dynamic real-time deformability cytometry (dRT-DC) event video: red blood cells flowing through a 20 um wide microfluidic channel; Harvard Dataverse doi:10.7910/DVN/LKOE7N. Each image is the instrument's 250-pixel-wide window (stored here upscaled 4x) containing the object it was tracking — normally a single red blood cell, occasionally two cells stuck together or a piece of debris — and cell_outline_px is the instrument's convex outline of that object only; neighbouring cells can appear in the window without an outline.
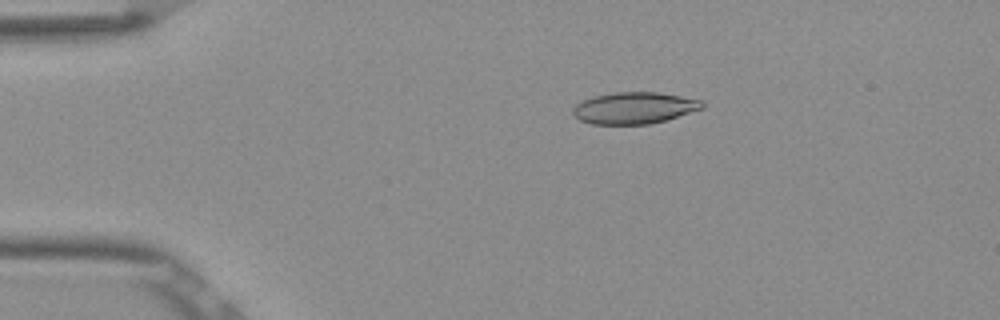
{"species": "Egyptian fruit bat (a non-hibernating species)", "species_latin": "Rousettus aegyptiacus", "temperature_condition": "room temperature", "stored_images_in_passage": 52, "camera_frame_rate_fps": 3000, "um_per_image_px": 0.085, "frame": {"image": 1, "passage_image": 10, "time_ms": 3.0, "image_size_px": [1000, 320], "cell_outline_px": [[704, 108], [664, 120], [648, 124], [592, 124], [580, 120], [572, 112], [572, 108], [576, 104], [592, 96], [616, 92], [660, 92], [704, 100]], "centroid_in_image_um": [53.92, 9.16], "position_along_channel_um": 31.1, "area_um2": 23.81}}
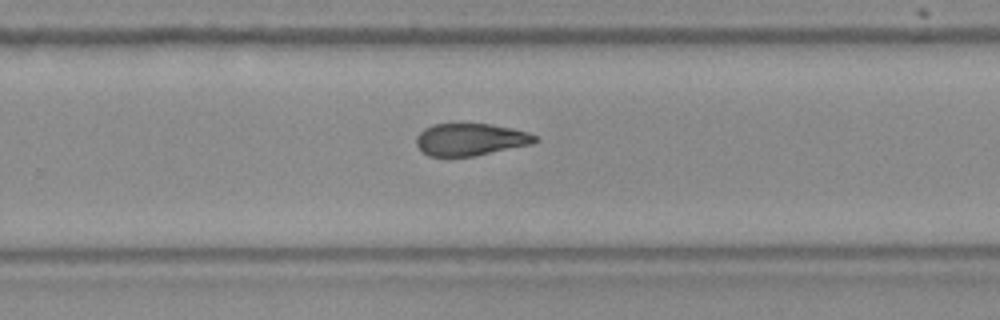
{"frame": {"image": 2, "passage_image": 34, "time_ms": 11.0, "image_size_px": [1000, 320], "cell_outline_px": [[540, 140], [532, 144], [472, 156], [428, 156], [416, 144], [416, 136], [424, 128], [432, 124], [492, 124], [512, 128], [528, 132], [536, 136]], "centroid_in_image_um": [40.0, 11.84], "position_along_channel_um": 289.8, "area_um2": 22.2}}
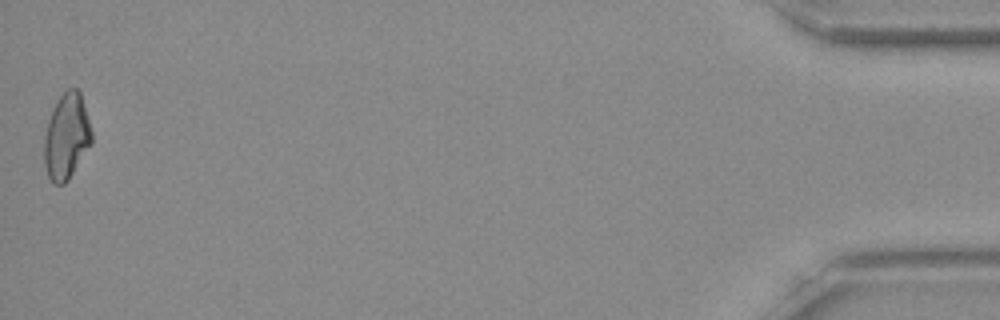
{"frame": {"image": 3, "passage_image": 52, "time_ms": 17.0, "image_size_px": [1000, 320], "cell_outline_px": [[92, 144], [68, 180], [64, 184], [52, 184], [48, 176], [44, 164], [44, 136], [48, 120], [52, 108], [56, 100], [68, 88], [76, 88], [80, 92], [92, 132]], "centroid_in_image_um": [5.64, 11.61], "position_along_channel_um": 429.6, "area_um2": 23.87}, "authors_computed_cell_mechanics": {"area_um2": 23.4379, "velocity_mm_per_s": 3.8895, "shape_relaxation_time_tau1_ms": null, "shape_relaxation_time_tau2_ms": 4.8852, "deformation_change_tau1": null, "deformation_change_tau2": 0.1282}}